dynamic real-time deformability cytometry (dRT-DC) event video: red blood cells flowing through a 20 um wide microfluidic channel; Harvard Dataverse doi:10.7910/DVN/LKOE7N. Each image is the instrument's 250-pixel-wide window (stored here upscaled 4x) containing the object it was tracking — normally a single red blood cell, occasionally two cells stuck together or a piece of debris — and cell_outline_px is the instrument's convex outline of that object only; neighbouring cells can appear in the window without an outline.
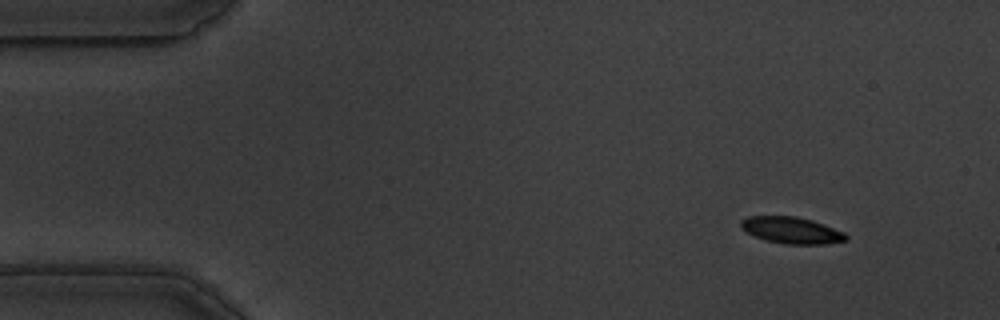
{"species": "common noctule bat (a hibernating species)", "species_latin": "Nyctalus noctula", "temperature_condition": "warm", "stored_images_in_passage": 57, "camera_frame_rate_fps": 3000, "um_per_image_px": 0.085, "animal": {"sex": "male", "body_mass_g": 19.5, "forearm_length_mm": 54.6}, "frame": {"image": 1, "passage_image": 5, "time_ms": 1.333, "image_size_px": [1000, 320], "cell_outline_px": [[848, 240], [828, 244], [784, 244], [764, 240], [740, 228], [740, 220], [748, 216], [796, 216], [812, 220], [824, 224], [844, 232], [848, 236]], "centroid_in_image_um": [67.29, 19.57], "position_along_channel_um": 17.7, "area_um2": 16.42}}
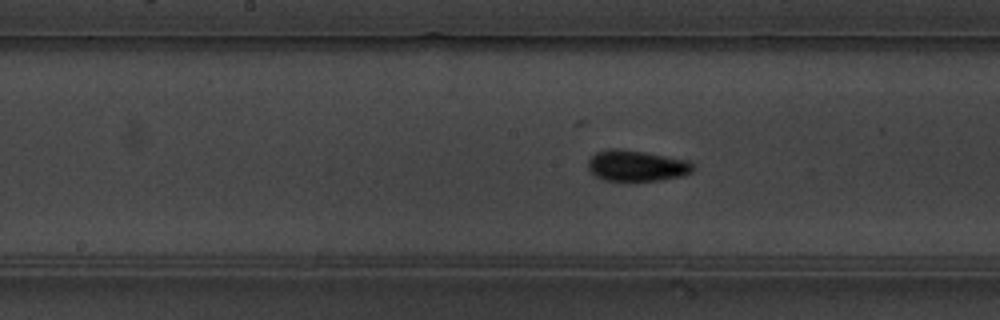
{"frame": {"image": 2, "passage_image": 28, "time_ms": 9.0, "image_size_px": [1000, 320], "cell_outline_px": [[692, 172], [684, 176], [660, 180], [604, 180], [596, 176], [588, 168], [588, 160], [596, 152], [608, 148], [616, 148], [644, 152], [688, 160], [692, 164]], "centroid_in_image_um": [54.1, 14.08], "position_along_channel_um": 194.1, "area_um2": 18.79}}
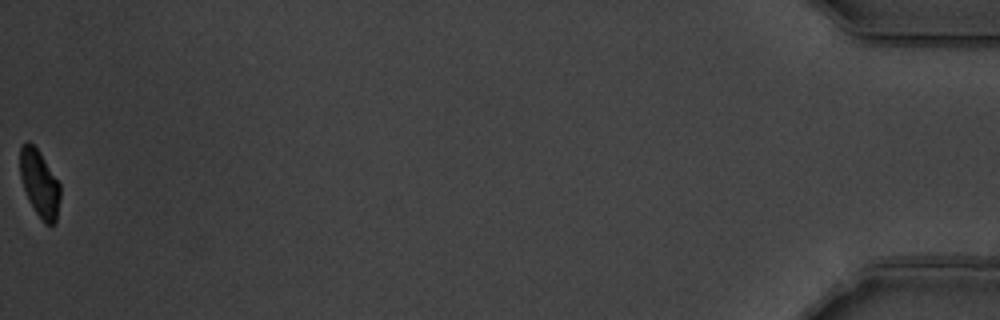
{"frame": {"image": 3, "passage_image": 57, "time_ms": 18.667, "image_size_px": [1000, 320], "cell_outline_px": [[60, 196], [56, 220], [52, 224], [44, 224], [28, 200], [20, 176], [20, 148], [28, 140], [40, 152], [60, 184]], "centroid_in_image_um": [3.36, 15.6], "position_along_channel_um": 431.8, "area_um2": 15.49}, "authors_computed_cell_mechanics": {"area_um2": 17.1088, "velocity_mm_per_s": 3.5013, "shape_relaxation_time_tau1_ms": 3.3908, "shape_relaxation_time_tau2_ms": 1.8656, "deformation_change_tau1": 0.1266, "deformation_change_tau2": 0.0302}}